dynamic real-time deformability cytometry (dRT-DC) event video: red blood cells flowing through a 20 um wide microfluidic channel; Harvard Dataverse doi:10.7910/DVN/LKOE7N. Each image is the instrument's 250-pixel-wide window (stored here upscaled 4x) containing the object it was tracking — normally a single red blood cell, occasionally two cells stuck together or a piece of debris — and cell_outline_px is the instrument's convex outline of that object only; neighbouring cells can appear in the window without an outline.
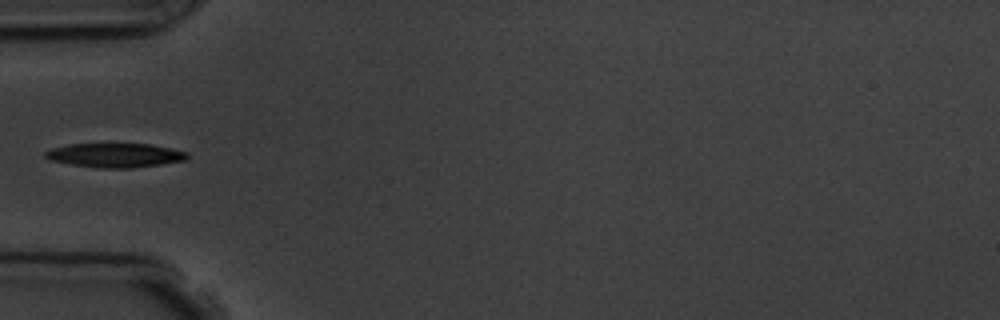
{"species": "common noctule bat (a hibernating species)", "species_latin": "Nyctalus noctula", "temperature_condition": "room temperature", "stored_images_in_passage": 6, "camera_frame_rate_fps": 3000, "um_per_image_px": 0.085, "animal": {"sex": "male", "body_mass_g": 19.5, "forearm_length_mm": 54.6}, "frame": {"image": 1, "passage_image": 6, "time_ms": 5.333, "image_size_px": [1000, 320], "cell_outline_px": [[188, 156], [184, 160], [160, 164], [132, 168], [96, 168], [72, 164], [52, 160], [44, 156], [44, 152], [52, 148], [68, 144], [148, 144], [172, 148], [188, 152]], "centroid_in_image_um": [9.78, 13.19], "position_along_channel_um": 75.2, "area_um2": 19.83}}